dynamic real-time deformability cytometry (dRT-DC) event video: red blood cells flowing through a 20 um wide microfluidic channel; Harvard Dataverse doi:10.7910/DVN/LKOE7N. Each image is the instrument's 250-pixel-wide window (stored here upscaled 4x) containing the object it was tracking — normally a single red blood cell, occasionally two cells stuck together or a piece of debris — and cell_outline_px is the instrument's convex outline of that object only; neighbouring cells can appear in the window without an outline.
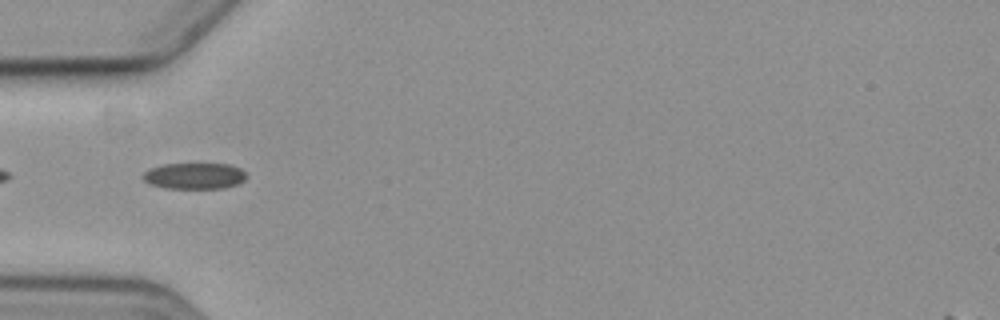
{"species": "common noctule bat (a hibernating species)", "species_latin": "Nyctalus noctula", "temperature_condition": "cold", "stored_images_in_passage": 9, "segment_of_instrument_passage": [2, 2], "camera_frame_rate_fps": 3000, "um_per_image_px": 0.085, "animal": {"sex": "female", "body_mass_g": 19.3, "forearm_length_mm": 54.1}, "frame": {"image": 1, "passage_image": 6, "time_ms": 5.667, "image_size_px": [1000, 320], "cell_outline_px": [[244, 180], [240, 184], [224, 188], [168, 188], [148, 184], [140, 176], [148, 168], [164, 164], [228, 164], [240, 168], [244, 172]], "centroid_in_image_um": [16.48, 14.95], "position_along_channel_um": 68.5, "area_um2": 15.84}}
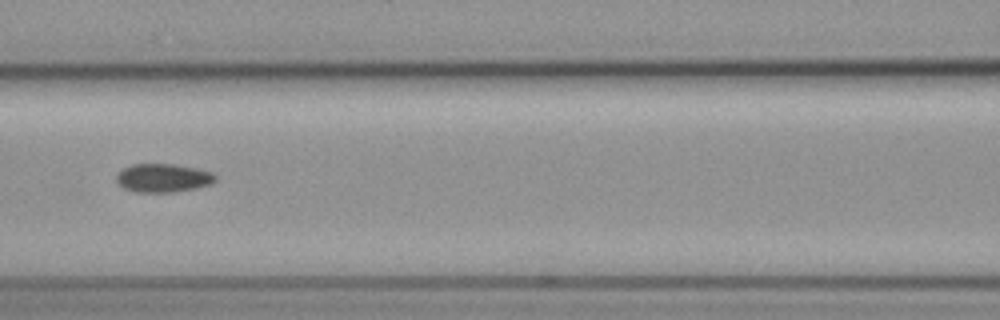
{"frame": {"image": 2, "passage_image": 8, "time_ms": 8.0, "image_size_px": [1000, 320], "cell_outline_px": [[216, 180], [212, 184], [196, 188], [176, 192], [136, 192], [124, 188], [116, 180], [116, 176], [124, 168], [132, 164], [176, 164], [196, 168], [212, 172], [216, 176]], "centroid_in_image_um": [13.9, 15.13], "position_along_channel_um": 152.7, "area_um2": 16.47}}
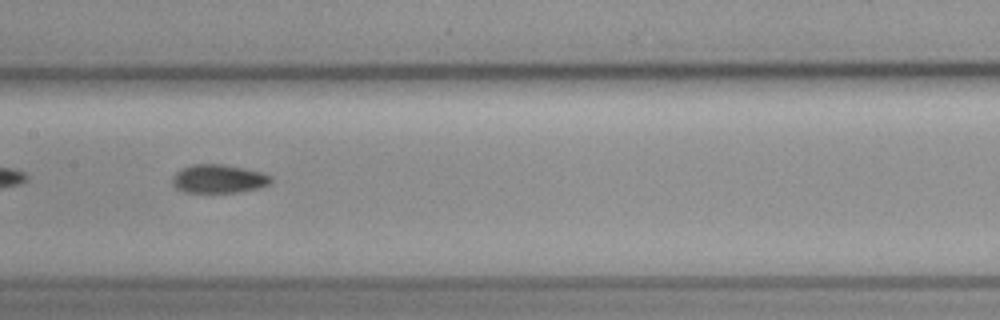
{"frame": {"image": 3, "passage_image": 9, "time_ms": 9.0, "image_size_px": [1000, 320], "cell_outline_px": [[272, 184], [260, 188], [236, 192], [184, 192], [176, 188], [172, 184], [172, 180], [176, 172], [180, 168], [192, 164], [220, 164], [260, 172], [272, 176]], "centroid_in_image_um": [18.58, 15.2], "position_along_channel_um": 188.8, "area_um2": 16.36}}